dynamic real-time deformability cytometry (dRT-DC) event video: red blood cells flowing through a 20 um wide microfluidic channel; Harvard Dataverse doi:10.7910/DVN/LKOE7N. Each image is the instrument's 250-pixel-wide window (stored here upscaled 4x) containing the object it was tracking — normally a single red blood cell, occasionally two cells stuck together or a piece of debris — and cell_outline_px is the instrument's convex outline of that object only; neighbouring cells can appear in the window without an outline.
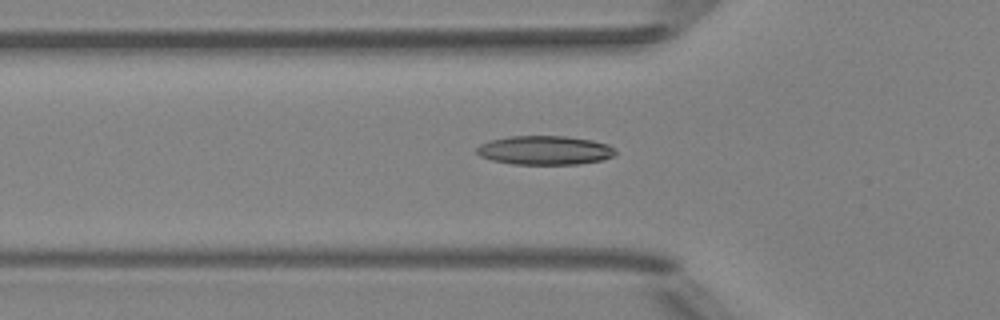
{"species": "Egyptian fruit bat (a non-hibernating species)", "species_latin": "Rousettus aegyptiacus", "temperature_condition": "room temperature", "stored_images_in_passage": 52, "segment_of_instrument_passage": [1, 2], "camera_frame_rate_fps": 3000, "um_per_image_px": 0.085, "animal": {"sex": "female"}, "frame": {"image": 1, "passage_image": 17, "time_ms": 5.333, "image_size_px": [1000, 320], "cell_outline_px": [[616, 152], [612, 156], [604, 160], [576, 164], [512, 164], [492, 160], [480, 156], [476, 152], [476, 148], [480, 144], [492, 140], [512, 136], [564, 136], [592, 140], [608, 144]], "centroid_in_image_um": [46.3, 12.77], "position_along_channel_um": 79.5, "area_um2": 23.29}}
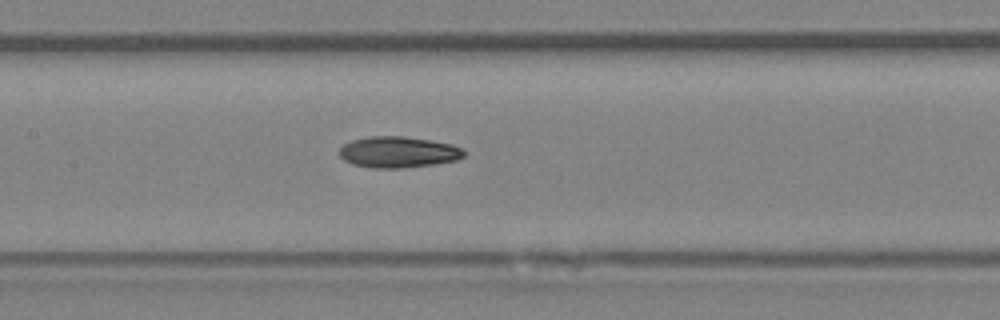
{"frame": {"image": 2, "passage_image": 24, "time_ms": 7.667, "image_size_px": [1000, 320], "cell_outline_px": [[464, 156], [456, 160], [432, 164], [404, 168], [372, 168], [352, 164], [344, 160], [340, 156], [340, 148], [344, 144], [352, 140], [372, 136], [404, 136], [452, 144], [464, 148]], "centroid_in_image_um": [33.85, 12.93], "position_along_channel_um": 173.6, "area_um2": 22.54}}
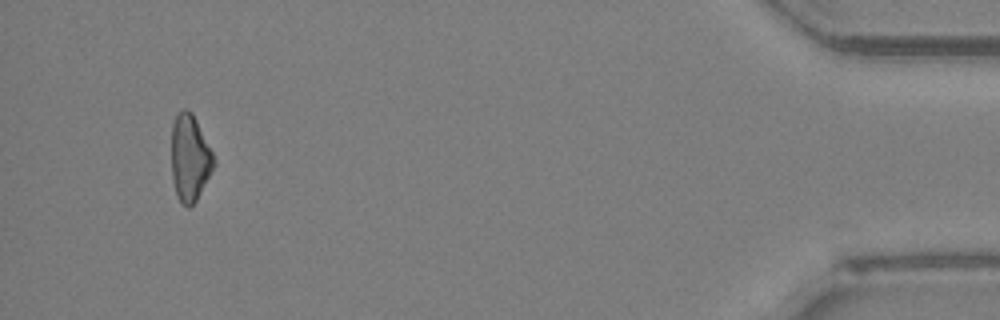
{"frame": {"image": 3, "passage_image": 48, "time_ms": 15.667, "image_size_px": [1000, 320], "cell_outline_px": [[216, 164], [196, 200], [188, 208], [180, 204], [176, 196], [172, 180], [172, 124], [176, 112], [184, 108], [188, 108], [192, 112], [216, 160]], "centroid_in_image_um": [16.12, 13.42], "position_along_channel_um": 419.1, "area_um2": 21.56}}